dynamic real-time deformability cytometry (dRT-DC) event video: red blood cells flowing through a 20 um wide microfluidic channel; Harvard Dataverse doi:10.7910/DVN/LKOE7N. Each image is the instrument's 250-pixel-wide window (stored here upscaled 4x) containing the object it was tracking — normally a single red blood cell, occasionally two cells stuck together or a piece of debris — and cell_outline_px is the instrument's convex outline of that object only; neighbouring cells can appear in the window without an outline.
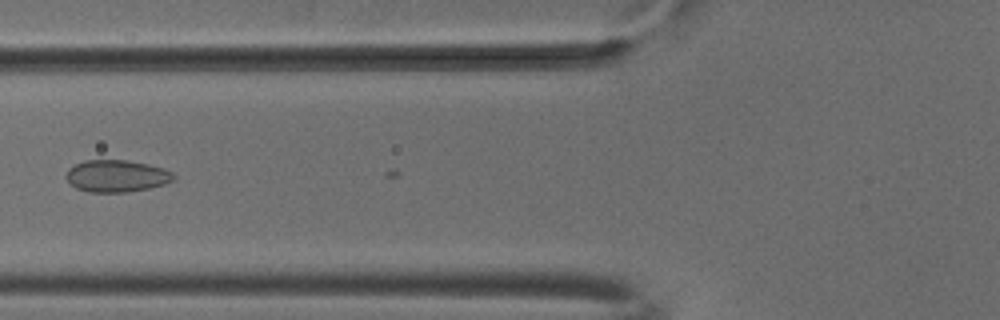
{"species": "common noctule bat (a hibernating species)", "species_latin": "Nyctalus noctula", "temperature_condition": "cold", "stored_images_in_passage": 9, "camera_frame_rate_fps": 3000, "um_per_image_px": 0.085, "animal": {"sex": "male", "body_mass_g": 18.8}, "frame": {"image": 1, "passage_image": 6, "time_ms": 1.667, "image_size_px": [1000, 320], "cell_outline_px": [[176, 176], [172, 180], [164, 184], [148, 188], [124, 192], [88, 192], [76, 188], [64, 176], [68, 168], [84, 160], [128, 160], [148, 164], [172, 172]], "centroid_in_image_um": [9.87, 14.95], "position_along_channel_um": 115.9, "area_um2": 19.94}}
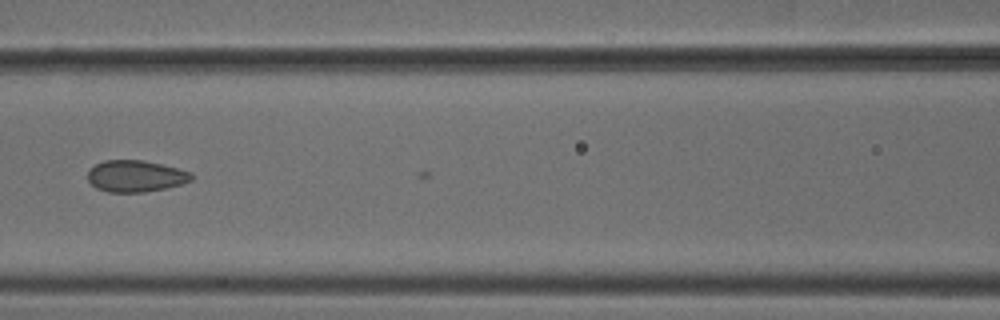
{"frame": {"image": 2, "passage_image": 7, "time_ms": 2.0, "image_size_px": [1000, 320], "cell_outline_px": [[192, 180], [180, 184], [164, 188], [144, 192], [108, 192], [96, 188], [88, 180], [88, 172], [96, 164], [104, 160], [144, 160], [192, 172]], "centroid_in_image_um": [11.51, 14.97], "position_along_channel_um": 155.1, "area_um2": 18.9}}
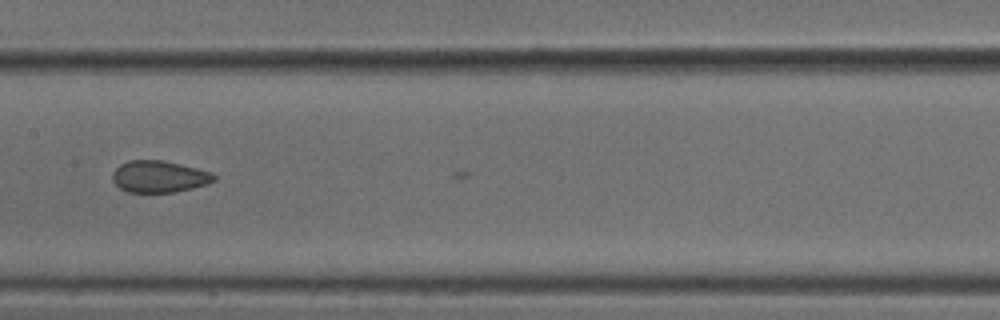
{"frame": {"image": 3, "passage_image": 8, "time_ms": 2.333, "image_size_px": [1000, 320], "cell_outline_px": [[216, 180], [208, 184], [176, 192], [128, 192], [120, 188], [112, 180], [112, 172], [120, 164], [128, 160], [164, 160], [212, 172], [216, 176]], "centroid_in_image_um": [13.53, 15.0], "position_along_channel_um": 193.9, "area_um2": 18.9}}